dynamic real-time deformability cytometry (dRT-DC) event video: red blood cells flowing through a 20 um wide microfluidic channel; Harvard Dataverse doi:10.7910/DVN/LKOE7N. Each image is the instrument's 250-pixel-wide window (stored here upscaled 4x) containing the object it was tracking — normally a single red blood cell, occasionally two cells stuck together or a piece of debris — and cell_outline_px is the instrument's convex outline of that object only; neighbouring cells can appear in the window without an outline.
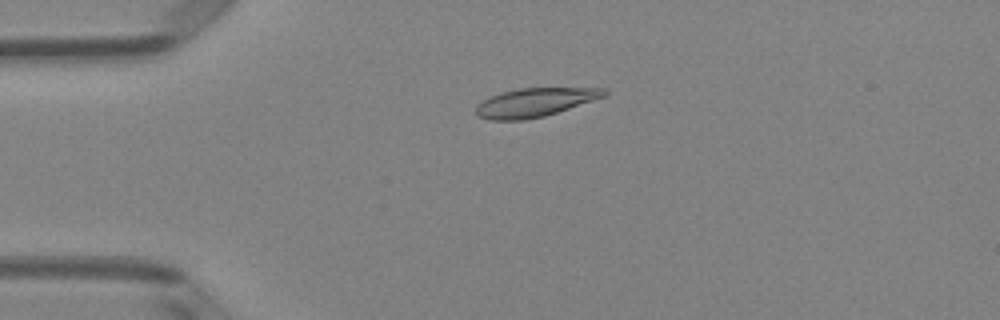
{"species": "Egyptian fruit bat (a non-hibernating species)", "species_latin": "Rousettus aegyptiacus", "temperature_condition": "room temperature", "stored_images_in_passage": 2, "camera_frame_rate_fps": 3000, "um_per_image_px": 0.085, "animal": {"sex": "female"}, "frame": {"image": 1, "passage_image": 1, "time_ms": 0.0, "image_size_px": [1000, 320], "cell_outline_px": [[608, 96], [544, 116], [524, 120], [488, 120], [480, 116], [476, 112], [476, 104], [500, 92], [520, 88], [604, 88], [608, 92]], "centroid_in_image_um": [45.49, 8.7], "position_along_channel_um": 39.5, "area_um2": 21.39}}